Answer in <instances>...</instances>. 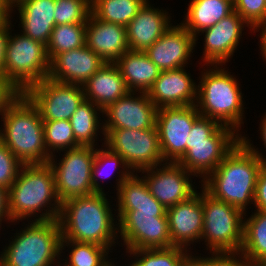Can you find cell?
<instances>
[{
  "instance_id": "obj_13",
  "label": "cell",
  "mask_w": 266,
  "mask_h": 266,
  "mask_svg": "<svg viewBox=\"0 0 266 266\" xmlns=\"http://www.w3.org/2000/svg\"><path fill=\"white\" fill-rule=\"evenodd\" d=\"M24 94L37 107L42 120H70L85 100L80 85L60 83L50 78L29 87Z\"/></svg>"
},
{
  "instance_id": "obj_6",
  "label": "cell",
  "mask_w": 266,
  "mask_h": 266,
  "mask_svg": "<svg viewBox=\"0 0 266 266\" xmlns=\"http://www.w3.org/2000/svg\"><path fill=\"white\" fill-rule=\"evenodd\" d=\"M241 140L233 128L200 116L186 141V153L178 161L187 171L203 181Z\"/></svg>"
},
{
  "instance_id": "obj_35",
  "label": "cell",
  "mask_w": 266,
  "mask_h": 266,
  "mask_svg": "<svg viewBox=\"0 0 266 266\" xmlns=\"http://www.w3.org/2000/svg\"><path fill=\"white\" fill-rule=\"evenodd\" d=\"M188 252L190 251L176 246L125 251L140 266H179Z\"/></svg>"
},
{
  "instance_id": "obj_15",
  "label": "cell",
  "mask_w": 266,
  "mask_h": 266,
  "mask_svg": "<svg viewBox=\"0 0 266 266\" xmlns=\"http://www.w3.org/2000/svg\"><path fill=\"white\" fill-rule=\"evenodd\" d=\"M140 172V176L146 174L142 178L150 194L166 209L189 199L197 192L191 178L196 176L178 162H164Z\"/></svg>"
},
{
  "instance_id": "obj_1",
  "label": "cell",
  "mask_w": 266,
  "mask_h": 266,
  "mask_svg": "<svg viewBox=\"0 0 266 266\" xmlns=\"http://www.w3.org/2000/svg\"><path fill=\"white\" fill-rule=\"evenodd\" d=\"M106 196L95 192L63 201L58 217L61 239L95 243L110 250L120 244L117 216L112 213L115 209Z\"/></svg>"
},
{
  "instance_id": "obj_31",
  "label": "cell",
  "mask_w": 266,
  "mask_h": 266,
  "mask_svg": "<svg viewBox=\"0 0 266 266\" xmlns=\"http://www.w3.org/2000/svg\"><path fill=\"white\" fill-rule=\"evenodd\" d=\"M99 147L100 146L95 148V157L92 167L93 190L98 193H103L105 190H103L104 188H102L103 183L100 182V177H102V180L106 178L110 179V176H112L114 172L118 171L117 174L119 175L116 176L118 177V179L116 180L117 183H115L116 191H118L119 186L124 180H126L133 174V171L128 167L125 160L121 156L114 152H111L105 145H102L101 148Z\"/></svg>"
},
{
  "instance_id": "obj_53",
  "label": "cell",
  "mask_w": 266,
  "mask_h": 266,
  "mask_svg": "<svg viewBox=\"0 0 266 266\" xmlns=\"http://www.w3.org/2000/svg\"><path fill=\"white\" fill-rule=\"evenodd\" d=\"M87 1H88L90 4H92L94 0H87Z\"/></svg>"
},
{
  "instance_id": "obj_40",
  "label": "cell",
  "mask_w": 266,
  "mask_h": 266,
  "mask_svg": "<svg viewBox=\"0 0 266 266\" xmlns=\"http://www.w3.org/2000/svg\"><path fill=\"white\" fill-rule=\"evenodd\" d=\"M207 255L205 256L207 266H254L241 252H219L212 254L208 252Z\"/></svg>"
},
{
  "instance_id": "obj_29",
  "label": "cell",
  "mask_w": 266,
  "mask_h": 266,
  "mask_svg": "<svg viewBox=\"0 0 266 266\" xmlns=\"http://www.w3.org/2000/svg\"><path fill=\"white\" fill-rule=\"evenodd\" d=\"M241 253L254 266H266V211L254 210L244 214Z\"/></svg>"
},
{
  "instance_id": "obj_51",
  "label": "cell",
  "mask_w": 266,
  "mask_h": 266,
  "mask_svg": "<svg viewBox=\"0 0 266 266\" xmlns=\"http://www.w3.org/2000/svg\"><path fill=\"white\" fill-rule=\"evenodd\" d=\"M12 6L20 0H7Z\"/></svg>"
},
{
  "instance_id": "obj_48",
  "label": "cell",
  "mask_w": 266,
  "mask_h": 266,
  "mask_svg": "<svg viewBox=\"0 0 266 266\" xmlns=\"http://www.w3.org/2000/svg\"><path fill=\"white\" fill-rule=\"evenodd\" d=\"M261 29V31H260ZM260 31V32H259ZM256 32L260 33V50H261V54H262V58L264 61H266V24L261 26ZM266 63V62H265Z\"/></svg>"
},
{
  "instance_id": "obj_5",
  "label": "cell",
  "mask_w": 266,
  "mask_h": 266,
  "mask_svg": "<svg viewBox=\"0 0 266 266\" xmlns=\"http://www.w3.org/2000/svg\"><path fill=\"white\" fill-rule=\"evenodd\" d=\"M223 65H207L201 71L197 83L196 108L201 116L218 121L221 125L233 128L241 134L244 124L243 93L239 81ZM209 68V69H208ZM201 77V78H200ZM237 78V79H236Z\"/></svg>"
},
{
  "instance_id": "obj_22",
  "label": "cell",
  "mask_w": 266,
  "mask_h": 266,
  "mask_svg": "<svg viewBox=\"0 0 266 266\" xmlns=\"http://www.w3.org/2000/svg\"><path fill=\"white\" fill-rule=\"evenodd\" d=\"M167 10L155 8L147 0L126 26L129 50L145 51L172 25Z\"/></svg>"
},
{
  "instance_id": "obj_28",
  "label": "cell",
  "mask_w": 266,
  "mask_h": 266,
  "mask_svg": "<svg viewBox=\"0 0 266 266\" xmlns=\"http://www.w3.org/2000/svg\"><path fill=\"white\" fill-rule=\"evenodd\" d=\"M116 197L118 209L115 211L167 213V209L150 194L146 182L137 173L122 182Z\"/></svg>"
},
{
  "instance_id": "obj_11",
  "label": "cell",
  "mask_w": 266,
  "mask_h": 266,
  "mask_svg": "<svg viewBox=\"0 0 266 266\" xmlns=\"http://www.w3.org/2000/svg\"><path fill=\"white\" fill-rule=\"evenodd\" d=\"M104 133L102 144L121 156L133 173L164 163L156 126L142 130L104 129Z\"/></svg>"
},
{
  "instance_id": "obj_49",
  "label": "cell",
  "mask_w": 266,
  "mask_h": 266,
  "mask_svg": "<svg viewBox=\"0 0 266 266\" xmlns=\"http://www.w3.org/2000/svg\"><path fill=\"white\" fill-rule=\"evenodd\" d=\"M103 266H119V265H116V263L114 264V262L109 259Z\"/></svg>"
},
{
  "instance_id": "obj_37",
  "label": "cell",
  "mask_w": 266,
  "mask_h": 266,
  "mask_svg": "<svg viewBox=\"0 0 266 266\" xmlns=\"http://www.w3.org/2000/svg\"><path fill=\"white\" fill-rule=\"evenodd\" d=\"M91 4L87 0H56L54 19L56 25L87 23Z\"/></svg>"
},
{
  "instance_id": "obj_33",
  "label": "cell",
  "mask_w": 266,
  "mask_h": 266,
  "mask_svg": "<svg viewBox=\"0 0 266 266\" xmlns=\"http://www.w3.org/2000/svg\"><path fill=\"white\" fill-rule=\"evenodd\" d=\"M147 0H94L91 13L101 21L127 26Z\"/></svg>"
},
{
  "instance_id": "obj_23",
  "label": "cell",
  "mask_w": 266,
  "mask_h": 266,
  "mask_svg": "<svg viewBox=\"0 0 266 266\" xmlns=\"http://www.w3.org/2000/svg\"><path fill=\"white\" fill-rule=\"evenodd\" d=\"M86 46L105 62H116L129 50L126 26L101 21L90 13L86 24Z\"/></svg>"
},
{
  "instance_id": "obj_32",
  "label": "cell",
  "mask_w": 266,
  "mask_h": 266,
  "mask_svg": "<svg viewBox=\"0 0 266 266\" xmlns=\"http://www.w3.org/2000/svg\"><path fill=\"white\" fill-rule=\"evenodd\" d=\"M66 247L70 250L68 257L64 256L66 259L60 260H64L62 263L67 266H103L110 259L108 255L112 252L109 248L95 243L61 239V257Z\"/></svg>"
},
{
  "instance_id": "obj_2",
  "label": "cell",
  "mask_w": 266,
  "mask_h": 266,
  "mask_svg": "<svg viewBox=\"0 0 266 266\" xmlns=\"http://www.w3.org/2000/svg\"><path fill=\"white\" fill-rule=\"evenodd\" d=\"M265 163L242 141L203 181L201 186L214 198L224 201L244 214L254 204L257 178ZM248 208V209H247Z\"/></svg>"
},
{
  "instance_id": "obj_21",
  "label": "cell",
  "mask_w": 266,
  "mask_h": 266,
  "mask_svg": "<svg viewBox=\"0 0 266 266\" xmlns=\"http://www.w3.org/2000/svg\"><path fill=\"white\" fill-rule=\"evenodd\" d=\"M106 62L86 45L56 54L50 60L48 78L82 86Z\"/></svg>"
},
{
  "instance_id": "obj_14",
  "label": "cell",
  "mask_w": 266,
  "mask_h": 266,
  "mask_svg": "<svg viewBox=\"0 0 266 266\" xmlns=\"http://www.w3.org/2000/svg\"><path fill=\"white\" fill-rule=\"evenodd\" d=\"M201 115L195 105L158 108L156 128L164 162H178L186 153V141Z\"/></svg>"
},
{
  "instance_id": "obj_7",
  "label": "cell",
  "mask_w": 266,
  "mask_h": 266,
  "mask_svg": "<svg viewBox=\"0 0 266 266\" xmlns=\"http://www.w3.org/2000/svg\"><path fill=\"white\" fill-rule=\"evenodd\" d=\"M29 221L0 252V266H54L60 260L58 220Z\"/></svg>"
},
{
  "instance_id": "obj_30",
  "label": "cell",
  "mask_w": 266,
  "mask_h": 266,
  "mask_svg": "<svg viewBox=\"0 0 266 266\" xmlns=\"http://www.w3.org/2000/svg\"><path fill=\"white\" fill-rule=\"evenodd\" d=\"M103 110L94 103L84 100L71 116L73 134L79 146L97 147L100 134L105 137L103 119L100 117ZM102 119V120H101ZM100 131V132H99Z\"/></svg>"
},
{
  "instance_id": "obj_12",
  "label": "cell",
  "mask_w": 266,
  "mask_h": 266,
  "mask_svg": "<svg viewBox=\"0 0 266 266\" xmlns=\"http://www.w3.org/2000/svg\"><path fill=\"white\" fill-rule=\"evenodd\" d=\"M113 213L117 214L118 236L126 251L172 247L167 213L136 210Z\"/></svg>"
},
{
  "instance_id": "obj_52",
  "label": "cell",
  "mask_w": 266,
  "mask_h": 266,
  "mask_svg": "<svg viewBox=\"0 0 266 266\" xmlns=\"http://www.w3.org/2000/svg\"><path fill=\"white\" fill-rule=\"evenodd\" d=\"M56 266H67V265H65L64 263L62 264L61 260H59V261L57 262Z\"/></svg>"
},
{
  "instance_id": "obj_8",
  "label": "cell",
  "mask_w": 266,
  "mask_h": 266,
  "mask_svg": "<svg viewBox=\"0 0 266 266\" xmlns=\"http://www.w3.org/2000/svg\"><path fill=\"white\" fill-rule=\"evenodd\" d=\"M204 241L209 253L241 252L244 213L238 208L214 198L202 187Z\"/></svg>"
},
{
  "instance_id": "obj_27",
  "label": "cell",
  "mask_w": 266,
  "mask_h": 266,
  "mask_svg": "<svg viewBox=\"0 0 266 266\" xmlns=\"http://www.w3.org/2000/svg\"><path fill=\"white\" fill-rule=\"evenodd\" d=\"M185 18L180 24L198 43V35L233 12L232 0H191Z\"/></svg>"
},
{
  "instance_id": "obj_45",
  "label": "cell",
  "mask_w": 266,
  "mask_h": 266,
  "mask_svg": "<svg viewBox=\"0 0 266 266\" xmlns=\"http://www.w3.org/2000/svg\"><path fill=\"white\" fill-rule=\"evenodd\" d=\"M8 224V222L12 223L11 218L9 216L8 212V195H7V189L0 186V230L2 222L4 221Z\"/></svg>"
},
{
  "instance_id": "obj_36",
  "label": "cell",
  "mask_w": 266,
  "mask_h": 266,
  "mask_svg": "<svg viewBox=\"0 0 266 266\" xmlns=\"http://www.w3.org/2000/svg\"><path fill=\"white\" fill-rule=\"evenodd\" d=\"M43 130L46 150L50 155L55 153L57 155L58 151L79 147L70 120H43Z\"/></svg>"
},
{
  "instance_id": "obj_39",
  "label": "cell",
  "mask_w": 266,
  "mask_h": 266,
  "mask_svg": "<svg viewBox=\"0 0 266 266\" xmlns=\"http://www.w3.org/2000/svg\"><path fill=\"white\" fill-rule=\"evenodd\" d=\"M22 165L19 159L0 140V186L8 190L16 180Z\"/></svg>"
},
{
  "instance_id": "obj_46",
  "label": "cell",
  "mask_w": 266,
  "mask_h": 266,
  "mask_svg": "<svg viewBox=\"0 0 266 266\" xmlns=\"http://www.w3.org/2000/svg\"><path fill=\"white\" fill-rule=\"evenodd\" d=\"M197 252L194 255H192V252L190 254V252L183 258V260L181 261V263L179 264V266H207L206 262H205V257L204 255L201 257L196 256Z\"/></svg>"
},
{
  "instance_id": "obj_4",
  "label": "cell",
  "mask_w": 266,
  "mask_h": 266,
  "mask_svg": "<svg viewBox=\"0 0 266 266\" xmlns=\"http://www.w3.org/2000/svg\"><path fill=\"white\" fill-rule=\"evenodd\" d=\"M1 116L0 140L23 165L49 163L51 155L46 150L43 120L24 93Z\"/></svg>"
},
{
  "instance_id": "obj_26",
  "label": "cell",
  "mask_w": 266,
  "mask_h": 266,
  "mask_svg": "<svg viewBox=\"0 0 266 266\" xmlns=\"http://www.w3.org/2000/svg\"><path fill=\"white\" fill-rule=\"evenodd\" d=\"M129 91L148 92L160 69L144 51L128 50L116 62Z\"/></svg>"
},
{
  "instance_id": "obj_50",
  "label": "cell",
  "mask_w": 266,
  "mask_h": 266,
  "mask_svg": "<svg viewBox=\"0 0 266 266\" xmlns=\"http://www.w3.org/2000/svg\"><path fill=\"white\" fill-rule=\"evenodd\" d=\"M132 262L129 261L130 264H128V266H140L135 260H131ZM126 266V264H125Z\"/></svg>"
},
{
  "instance_id": "obj_41",
  "label": "cell",
  "mask_w": 266,
  "mask_h": 266,
  "mask_svg": "<svg viewBox=\"0 0 266 266\" xmlns=\"http://www.w3.org/2000/svg\"><path fill=\"white\" fill-rule=\"evenodd\" d=\"M21 94V92L8 80L5 74H0V115Z\"/></svg>"
},
{
  "instance_id": "obj_25",
  "label": "cell",
  "mask_w": 266,
  "mask_h": 266,
  "mask_svg": "<svg viewBox=\"0 0 266 266\" xmlns=\"http://www.w3.org/2000/svg\"><path fill=\"white\" fill-rule=\"evenodd\" d=\"M82 88L85 100L94 103L102 110L129 92L115 62H106L82 85Z\"/></svg>"
},
{
  "instance_id": "obj_20",
  "label": "cell",
  "mask_w": 266,
  "mask_h": 266,
  "mask_svg": "<svg viewBox=\"0 0 266 266\" xmlns=\"http://www.w3.org/2000/svg\"><path fill=\"white\" fill-rule=\"evenodd\" d=\"M187 66L161 71L147 95L155 107L191 106L196 104L197 84Z\"/></svg>"
},
{
  "instance_id": "obj_43",
  "label": "cell",
  "mask_w": 266,
  "mask_h": 266,
  "mask_svg": "<svg viewBox=\"0 0 266 266\" xmlns=\"http://www.w3.org/2000/svg\"><path fill=\"white\" fill-rule=\"evenodd\" d=\"M12 19L13 17L11 15V19L7 23L0 25V74H4V60L6 56L7 42L12 29Z\"/></svg>"
},
{
  "instance_id": "obj_44",
  "label": "cell",
  "mask_w": 266,
  "mask_h": 266,
  "mask_svg": "<svg viewBox=\"0 0 266 266\" xmlns=\"http://www.w3.org/2000/svg\"><path fill=\"white\" fill-rule=\"evenodd\" d=\"M261 121L259 122V130L260 138L262 139V145L266 148V112L265 115L262 116ZM241 140L266 164V156L260 152L256 146L254 147L253 143H251L250 139L246 135L241 136ZM266 151V150H265Z\"/></svg>"
},
{
  "instance_id": "obj_9",
  "label": "cell",
  "mask_w": 266,
  "mask_h": 266,
  "mask_svg": "<svg viewBox=\"0 0 266 266\" xmlns=\"http://www.w3.org/2000/svg\"><path fill=\"white\" fill-rule=\"evenodd\" d=\"M9 36L4 60V74L8 80L24 93L32 85L48 77L50 60L46 45L20 34Z\"/></svg>"
},
{
  "instance_id": "obj_42",
  "label": "cell",
  "mask_w": 266,
  "mask_h": 266,
  "mask_svg": "<svg viewBox=\"0 0 266 266\" xmlns=\"http://www.w3.org/2000/svg\"><path fill=\"white\" fill-rule=\"evenodd\" d=\"M254 210L266 211V164L262 167L257 178L254 194Z\"/></svg>"
},
{
  "instance_id": "obj_38",
  "label": "cell",
  "mask_w": 266,
  "mask_h": 266,
  "mask_svg": "<svg viewBox=\"0 0 266 266\" xmlns=\"http://www.w3.org/2000/svg\"><path fill=\"white\" fill-rule=\"evenodd\" d=\"M233 11L250 26L251 33L266 24V0H234Z\"/></svg>"
},
{
  "instance_id": "obj_16",
  "label": "cell",
  "mask_w": 266,
  "mask_h": 266,
  "mask_svg": "<svg viewBox=\"0 0 266 266\" xmlns=\"http://www.w3.org/2000/svg\"><path fill=\"white\" fill-rule=\"evenodd\" d=\"M157 110L147 92L129 91L103 110V118L104 115L107 117L103 119V128L131 130L154 128Z\"/></svg>"
},
{
  "instance_id": "obj_24",
  "label": "cell",
  "mask_w": 266,
  "mask_h": 266,
  "mask_svg": "<svg viewBox=\"0 0 266 266\" xmlns=\"http://www.w3.org/2000/svg\"><path fill=\"white\" fill-rule=\"evenodd\" d=\"M56 0H20L11 8L17 9L21 33L47 45L53 28ZM15 8V9H14Z\"/></svg>"
},
{
  "instance_id": "obj_17",
  "label": "cell",
  "mask_w": 266,
  "mask_h": 266,
  "mask_svg": "<svg viewBox=\"0 0 266 266\" xmlns=\"http://www.w3.org/2000/svg\"><path fill=\"white\" fill-rule=\"evenodd\" d=\"M250 26L237 12L233 11L227 17L222 18L215 25L200 32L203 33L204 48L202 66L224 65L230 61L239 46L244 28ZM205 33V34H204Z\"/></svg>"
},
{
  "instance_id": "obj_34",
  "label": "cell",
  "mask_w": 266,
  "mask_h": 266,
  "mask_svg": "<svg viewBox=\"0 0 266 266\" xmlns=\"http://www.w3.org/2000/svg\"><path fill=\"white\" fill-rule=\"evenodd\" d=\"M86 24L71 23L56 25L46 45L49 60L56 54L85 46Z\"/></svg>"
},
{
  "instance_id": "obj_18",
  "label": "cell",
  "mask_w": 266,
  "mask_h": 266,
  "mask_svg": "<svg viewBox=\"0 0 266 266\" xmlns=\"http://www.w3.org/2000/svg\"><path fill=\"white\" fill-rule=\"evenodd\" d=\"M196 44V38L177 23V25H170L163 35L144 52L160 71H167L189 64Z\"/></svg>"
},
{
  "instance_id": "obj_19",
  "label": "cell",
  "mask_w": 266,
  "mask_h": 266,
  "mask_svg": "<svg viewBox=\"0 0 266 266\" xmlns=\"http://www.w3.org/2000/svg\"><path fill=\"white\" fill-rule=\"evenodd\" d=\"M200 188L201 191H197L189 199L167 208L172 246L191 251L190 245L196 244L201 240L204 216L202 186Z\"/></svg>"
},
{
  "instance_id": "obj_47",
  "label": "cell",
  "mask_w": 266,
  "mask_h": 266,
  "mask_svg": "<svg viewBox=\"0 0 266 266\" xmlns=\"http://www.w3.org/2000/svg\"><path fill=\"white\" fill-rule=\"evenodd\" d=\"M12 5L7 0H0V25L11 19Z\"/></svg>"
},
{
  "instance_id": "obj_3",
  "label": "cell",
  "mask_w": 266,
  "mask_h": 266,
  "mask_svg": "<svg viewBox=\"0 0 266 266\" xmlns=\"http://www.w3.org/2000/svg\"><path fill=\"white\" fill-rule=\"evenodd\" d=\"M7 195L9 216L15 225L16 222L29 219L58 220L61 202L57 197L54 174L48 163L22 165L16 180L7 190Z\"/></svg>"
},
{
  "instance_id": "obj_10",
  "label": "cell",
  "mask_w": 266,
  "mask_h": 266,
  "mask_svg": "<svg viewBox=\"0 0 266 266\" xmlns=\"http://www.w3.org/2000/svg\"><path fill=\"white\" fill-rule=\"evenodd\" d=\"M64 155L61 158L60 153ZM51 155L49 165L54 174L57 197L63 201L95 193L92 186V167L95 148L79 146ZM59 159V160H57ZM56 160V161H55ZM58 161V162H57Z\"/></svg>"
}]
</instances>
